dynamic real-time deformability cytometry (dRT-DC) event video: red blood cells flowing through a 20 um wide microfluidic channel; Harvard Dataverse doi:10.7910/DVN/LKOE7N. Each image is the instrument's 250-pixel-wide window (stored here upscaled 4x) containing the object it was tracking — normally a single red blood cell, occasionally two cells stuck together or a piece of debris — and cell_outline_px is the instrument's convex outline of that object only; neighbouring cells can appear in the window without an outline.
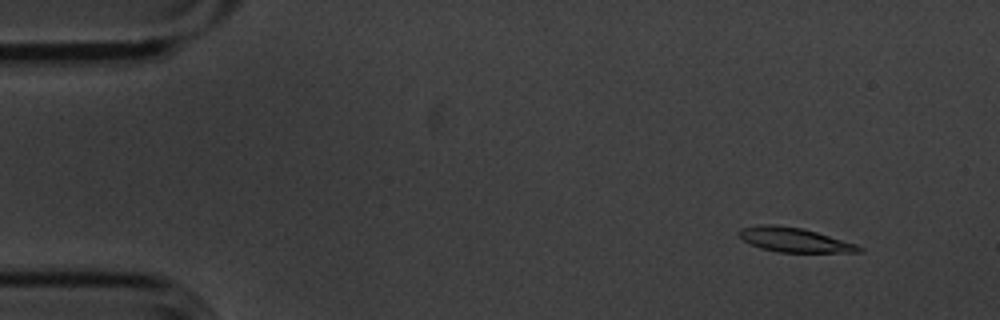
{"species": "common noctule bat (a hibernating species)", "species_latin": "Nyctalus noctula", "temperature_condition": "cold", "stored_images_in_passage": 4, "camera_frame_rate_fps": 3000, "um_per_image_px": 0.085, "animal": {"sex": "male", "body_mass_g": 20.1, "forearm_length_mm": 53.5}, "frame": {"image": 1, "passage_image": 1, "time_ms": 0.0, "image_size_px": [1000, 320], "cell_outline_px": [[864, 252], [776, 252], [760, 248], [744, 240], [736, 232], [740, 228], [764, 224], [776, 224], [800, 228], [816, 232], [856, 244], [864, 248]], "centroid_in_image_um": [67.5, 20.39], "position_along_channel_um": 17.5, "area_um2": 16.94}}
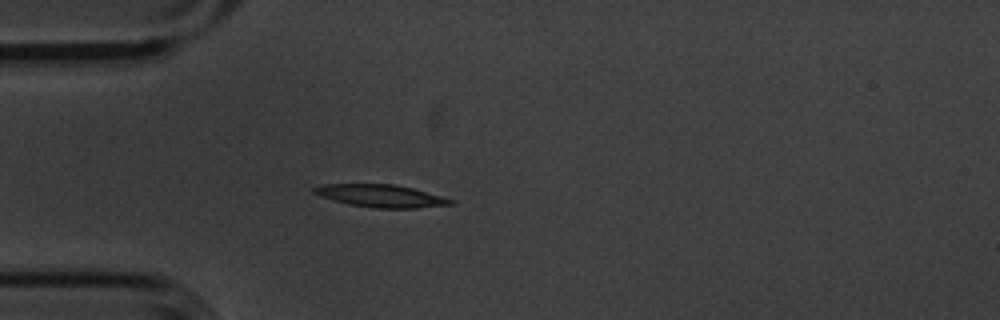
{"frame": {"image": 2, "passage_image": 4, "time_ms": 1.0, "image_size_px": [1000, 320], "cell_outline_px": [[456, 204], [416, 208], [372, 208], [348, 204], [320, 196], [312, 192], [312, 188], [324, 184], [396, 184], [412, 188], [456, 200]], "centroid_in_image_um": [32.4, 16.65], "position_along_channel_um": 52.6, "area_um2": 18.03}}